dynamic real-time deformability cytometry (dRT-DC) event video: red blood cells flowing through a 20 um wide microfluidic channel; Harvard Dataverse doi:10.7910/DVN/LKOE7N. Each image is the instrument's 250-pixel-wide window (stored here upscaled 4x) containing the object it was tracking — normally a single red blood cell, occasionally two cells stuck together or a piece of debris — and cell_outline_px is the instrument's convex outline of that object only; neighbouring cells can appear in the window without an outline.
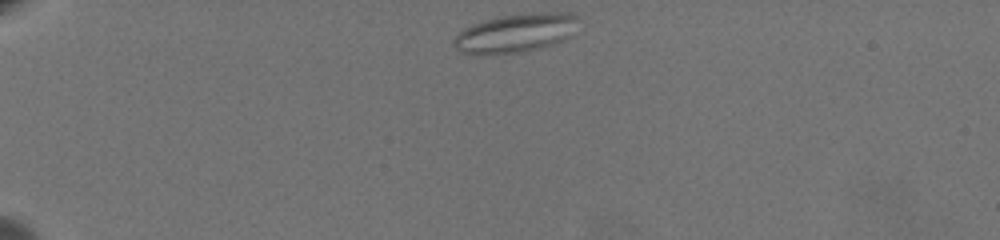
{"species": "common noctule bat (a hibernating species)", "species_latin": "Nyctalus noctula", "temperature_condition": "warm", "stored_images_in_passage": 44, "camera_frame_rate_fps": 3000, "um_per_image_px": 0.085, "animal": {"sex": "female", "body_mass_g": 19.5, "forearm_length_mm": 54.1}, "frame": {"image": 1, "passage_image": 1, "time_ms": 0.0, "image_size_px": [1000, 240], "cell_outline_px": [[580, 20], [568, 36], [564, 40], [552, 44], [520, 52], [460, 52], [452, 44], [452, 40], [464, 28], [472, 24], [484, 20], [504, 16], [552, 12], [568, 12], [576, 16]], "centroid_in_image_um": [43.85, 2.78], "position_along_channel_um": 41.2, "area_um2": 27.05}}
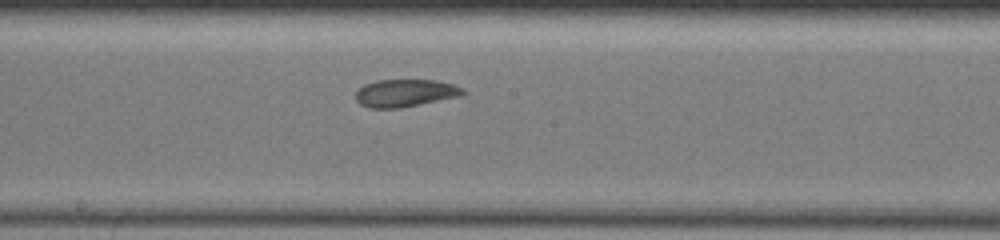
{"frame": {"image": 2, "passage_image": 22, "time_ms": 7.0, "image_size_px": [1000, 240], "cell_outline_px": [[464, 96], [400, 108], [368, 108], [360, 104], [356, 100], [356, 92], [364, 84], [376, 80], [436, 80], [452, 84], [464, 88]], "centroid_in_image_um": [34.46, 7.91], "position_along_channel_um": 213.7, "area_um2": 17.4}}
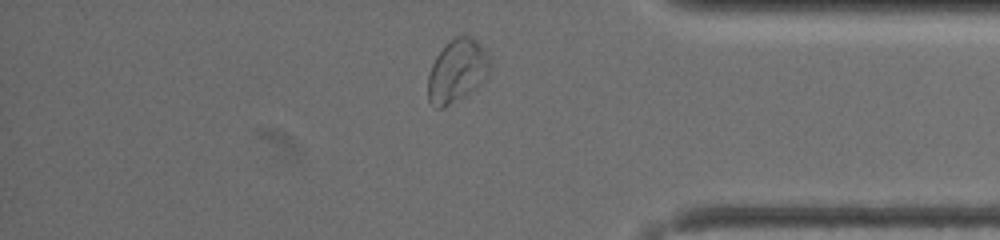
{"frame": {"image": 3, "passage_image": 39, "time_ms": 12.667, "image_size_px": [1000, 240], "cell_outline_px": [[492, 68], [488, 76], [476, 88], [464, 96], [444, 108], [436, 108], [428, 100], [428, 76], [432, 64], [436, 56], [456, 36], [468, 36], [476, 40], [480, 44], [492, 60]], "centroid_in_image_um": [38.89, 6.05], "position_along_channel_um": 396.3, "area_um2": 22.72}, "authors_computed_cell_mechanics": {"area_um2": 18.7272, "velocity_mm_per_s": 3.4315, "shape_relaxation_time_tau1_ms": 10.1885, "shape_relaxation_time_tau2_ms": 3.3172, "deformation_change_tau1": 0.1239, "deformation_change_tau2": 0.0673}}